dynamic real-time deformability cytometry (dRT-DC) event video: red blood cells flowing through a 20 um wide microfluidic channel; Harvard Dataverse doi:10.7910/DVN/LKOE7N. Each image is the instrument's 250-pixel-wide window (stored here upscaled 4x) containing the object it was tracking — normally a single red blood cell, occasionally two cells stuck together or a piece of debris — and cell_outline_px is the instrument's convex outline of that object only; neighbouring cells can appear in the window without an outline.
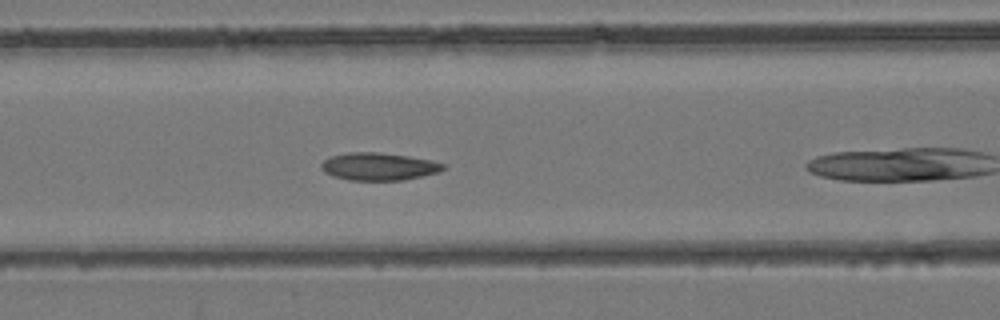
{"species": "common noctule bat (a hibernating species)", "species_latin": "Nyctalus noctula", "temperature_condition": "room temperature", "stored_images_in_passage": 32, "camera_frame_rate_fps": 3000, "um_per_image_px": 0.085, "animal": {"sex": "female", "body_mass_g": 24.6, "forearm_length_mm": 56.2}, "frame": {"image": 1, "passage_image": 6, "time_ms": 1.667, "image_size_px": [1000, 320], "cell_outline_px": [[444, 168], [440, 172], [404, 180], [348, 180], [332, 176], [324, 172], [320, 168], [320, 164], [324, 160], [332, 156], [348, 152], [380, 152], [408, 156], [432, 160], [444, 164]], "centroid_in_image_um": [32.17, 14.15], "position_along_channel_um": 134.4, "area_um2": 19.71}}
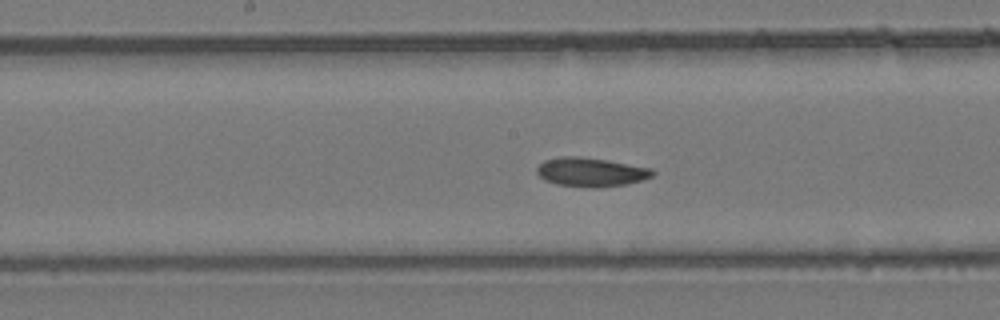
{"frame": {"image": 2, "passage_image": 10, "time_ms": 3.0, "image_size_px": [1000, 320], "cell_outline_px": [[656, 172], [652, 176], [628, 184], [596, 188], [588, 188], [556, 184], [544, 180], [536, 172], [536, 168], [544, 160], [556, 156], [580, 156], [608, 160], [652, 168]], "centroid_in_image_um": [50.21, 14.62], "position_along_channel_um": 198.0, "area_um2": 19.83}}
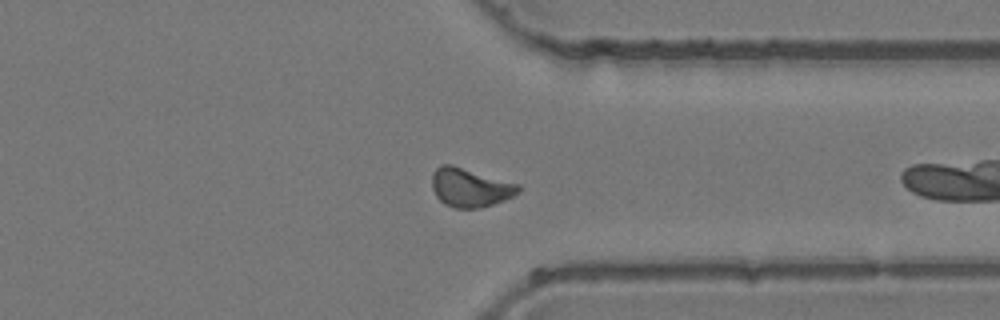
{"frame": {"image": 3, "passage_image": 21, "time_ms": 6.667, "image_size_px": [1000, 320], "cell_outline_px": [[520, 192], [504, 200], [480, 208], [456, 208], [444, 204], [436, 196], [432, 188], [432, 172], [440, 164], [452, 164], [520, 184]], "centroid_in_image_um": [39.95, 15.92], "position_along_channel_um": 371.5, "area_um2": 19.65}}